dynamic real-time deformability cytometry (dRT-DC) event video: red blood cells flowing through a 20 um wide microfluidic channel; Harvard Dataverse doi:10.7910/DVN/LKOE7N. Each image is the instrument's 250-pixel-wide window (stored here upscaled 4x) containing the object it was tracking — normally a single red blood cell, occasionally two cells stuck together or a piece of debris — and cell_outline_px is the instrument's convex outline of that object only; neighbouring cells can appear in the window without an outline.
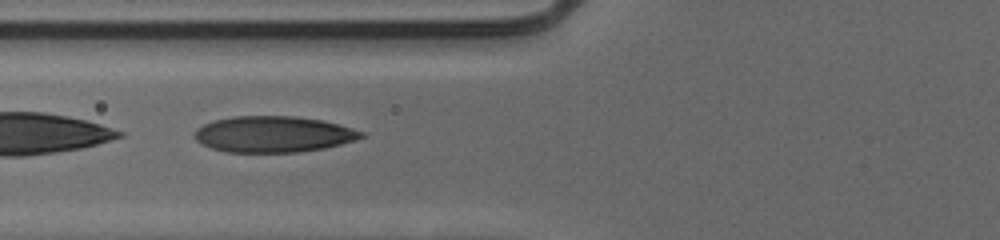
{"species": "human", "species_latin": "Homo sapiens", "temperature_condition": "cold", "stored_images_in_passage": 54, "segment_of_instrument_passage": [2, 2], "camera_frame_rate_fps": 3000, "um_per_image_px": 0.085, "donor": {"sex": "male"}, "frame": {"image": 1, "passage_image": 23, "time_ms": 7.333, "image_size_px": [1000, 240], "cell_outline_px": [[368, 136], [356, 140], [324, 148], [296, 152], [228, 152], [212, 148], [200, 144], [192, 136], [192, 132], [196, 128], [212, 120], [232, 116], [296, 116], [320, 120], [340, 124], [364, 132]], "centroid_in_image_um": [23.21, 11.4], "position_along_channel_um": 102.6, "area_um2": 35.43}}
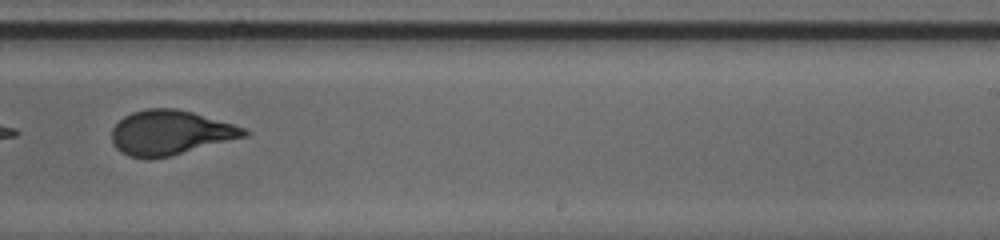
{"frame": {"image": 2, "passage_image": 36, "time_ms": 11.667, "image_size_px": [1000, 240], "cell_outline_px": [[252, 132], [248, 136], [172, 156], [128, 156], [120, 152], [116, 148], [112, 140], [112, 128], [124, 116], [132, 112], [148, 108], [176, 108], [192, 112], [232, 124], [244, 128]], "centroid_in_image_um": [14.5, 11.26], "position_along_channel_um": 274.5, "area_um2": 34.04}}
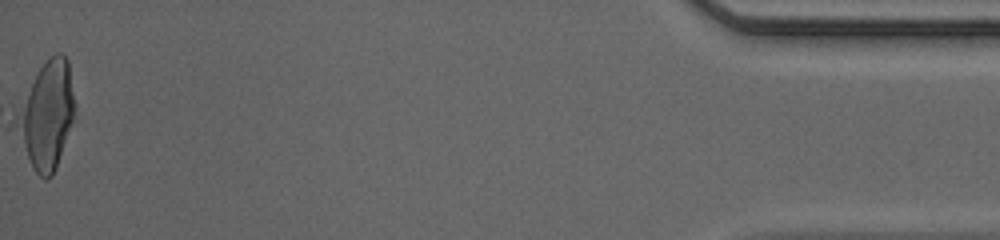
{"frame": {"image": 3, "passage_image": 54, "time_ms": 17.667, "image_size_px": [1000, 240], "cell_outline_px": [[76, 108], [56, 168], [52, 176], [48, 180], [44, 180], [36, 172], [28, 156], [16, 120], [16, 116], [40, 68], [56, 52], [60, 52], [68, 60]], "centroid_in_image_um": [4.05, 9.78], "position_along_channel_um": 431.2, "area_um2": 34.39}}